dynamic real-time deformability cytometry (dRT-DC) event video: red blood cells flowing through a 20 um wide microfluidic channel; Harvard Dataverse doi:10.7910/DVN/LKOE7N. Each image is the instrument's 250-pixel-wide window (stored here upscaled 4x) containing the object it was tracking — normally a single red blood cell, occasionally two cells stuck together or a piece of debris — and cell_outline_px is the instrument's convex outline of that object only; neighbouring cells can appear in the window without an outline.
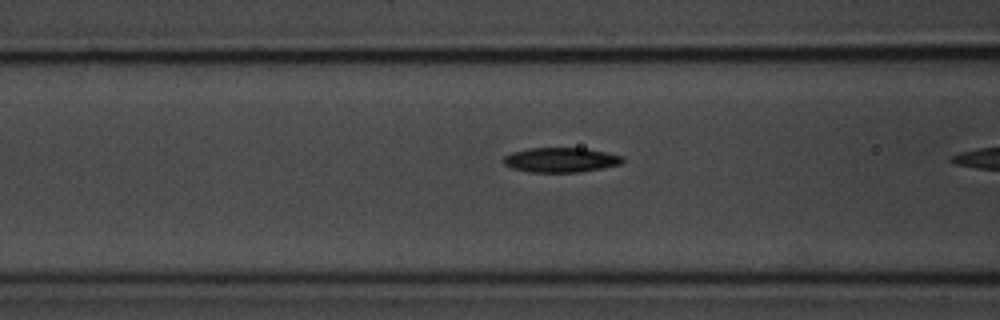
{"species": "common noctule bat (a hibernating species)", "species_latin": "Nyctalus noctula", "temperature_condition": "room temperature", "stored_images_in_passage": 7, "camera_frame_rate_fps": 3000, "um_per_image_px": 0.085, "animal": {"sex": "male", "body_mass_g": 20.1, "forearm_length_mm": 53.5}, "frame": {"image": 1, "passage_image": 6, "time_ms": 1.667, "image_size_px": [1000, 320], "cell_outline_px": [[624, 160], [620, 164], [580, 172], [528, 172], [512, 168], [504, 164], [504, 156], [512, 152], [528, 148], [584, 148], [624, 156]], "centroid_in_image_um": [47.64, 13.59], "position_along_channel_um": 119.0, "area_um2": 17.05}}